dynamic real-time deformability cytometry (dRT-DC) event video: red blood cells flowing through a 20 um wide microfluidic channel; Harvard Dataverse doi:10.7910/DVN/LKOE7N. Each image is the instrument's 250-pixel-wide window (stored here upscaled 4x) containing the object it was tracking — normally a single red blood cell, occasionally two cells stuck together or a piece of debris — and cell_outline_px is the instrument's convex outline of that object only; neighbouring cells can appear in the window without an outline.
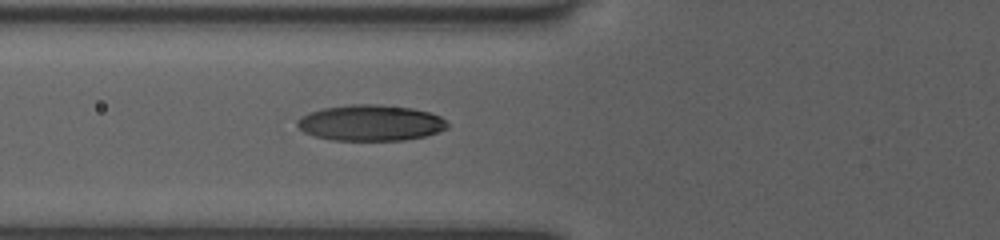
{"species": "human", "species_latin": "Homo sapiens", "temperature_condition": "room temperature", "stored_images_in_passage": 11, "segment_of_instrument_passage": [2, 2], "camera_frame_rate_fps": 3000, "um_per_image_px": 0.085, "donor": {"sex": "female"}, "frame": {"image": 1, "passage_image": 11, "time_ms": 6.0, "image_size_px": [1000, 240], "cell_outline_px": [[448, 128], [424, 136], [404, 140], [332, 140], [316, 136], [304, 132], [296, 124], [296, 120], [312, 112], [324, 108], [352, 104], [376, 104], [412, 108], [428, 112], [440, 116], [448, 124]], "centroid_in_image_um": [31.51, 10.44], "position_along_channel_um": 94.3, "area_um2": 31.1}}